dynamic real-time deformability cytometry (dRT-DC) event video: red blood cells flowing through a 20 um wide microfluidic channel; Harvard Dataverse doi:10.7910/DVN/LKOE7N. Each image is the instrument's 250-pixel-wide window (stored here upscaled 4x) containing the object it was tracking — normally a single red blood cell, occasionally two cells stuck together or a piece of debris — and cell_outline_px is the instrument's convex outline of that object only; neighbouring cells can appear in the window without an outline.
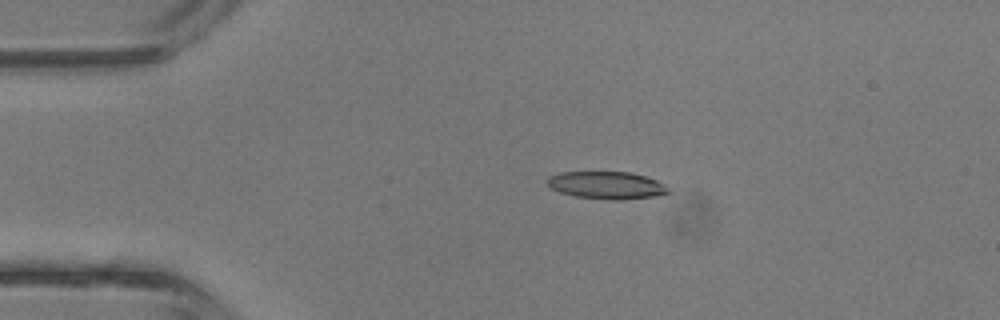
{"species": "common noctule bat (a hibernating species)", "species_latin": "Nyctalus noctula", "temperature_condition": "room temperature", "stored_images_in_passage": 33, "camera_frame_rate_fps": 3000, "um_per_image_px": 0.085, "animal": {"sex": "male", "body_mass_g": 13.3}, "frame": {"image": 1, "passage_image": 1, "time_ms": 0.0, "image_size_px": [1000, 320], "cell_outline_px": [[672, 192], [656, 196], [620, 200], [608, 200], [576, 196], [560, 192], [552, 188], [548, 184], [548, 176], [560, 172], [628, 172], [644, 176], [656, 180], [664, 184]], "centroid_in_image_um": [51.58, 15.75], "position_along_channel_um": 33.4, "area_um2": 19.31}}
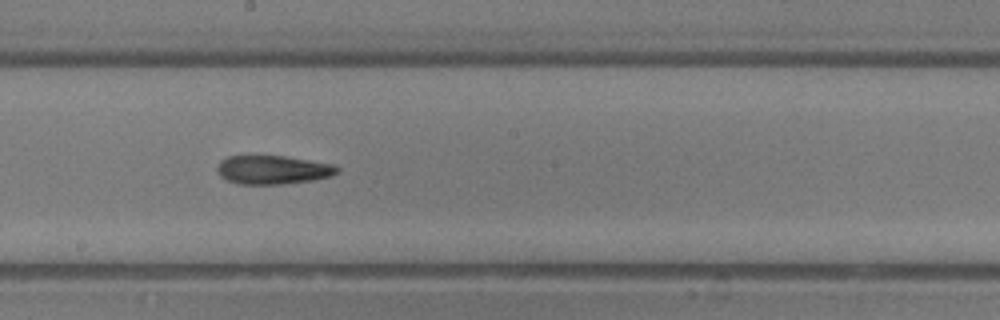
{"frame": {"image": 2, "passage_image": 15, "time_ms": 4.667, "image_size_px": [1000, 320], "cell_outline_px": [[340, 172], [332, 176], [312, 180], [280, 184], [240, 184], [228, 180], [220, 176], [216, 168], [220, 160], [228, 156], [284, 156], [336, 164], [340, 168]], "centroid_in_image_um": [23.23, 14.43], "position_along_channel_um": 225.0, "area_um2": 20.17}}
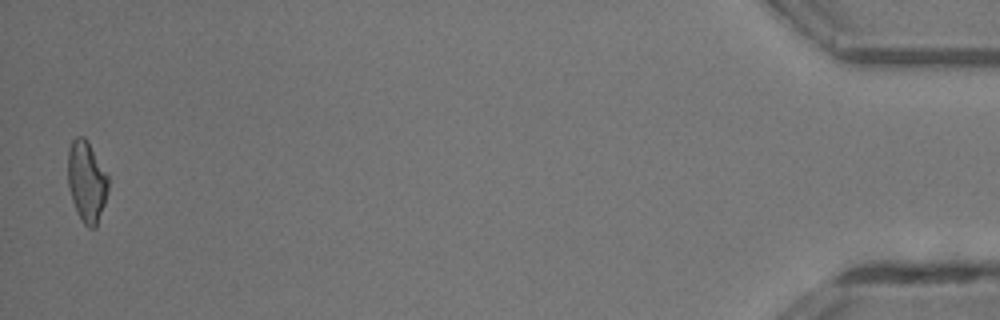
{"frame": {"image": 3, "passage_image": 33, "time_ms": 10.667, "image_size_px": [1000, 320], "cell_outline_px": [[108, 192], [96, 228], [88, 228], [84, 224], [76, 212], [72, 200], [68, 184], [68, 148], [72, 140], [76, 136], [84, 136], [108, 176]], "centroid_in_image_um": [7.35, 15.45], "position_along_channel_um": 427.8, "area_um2": 18.96}}